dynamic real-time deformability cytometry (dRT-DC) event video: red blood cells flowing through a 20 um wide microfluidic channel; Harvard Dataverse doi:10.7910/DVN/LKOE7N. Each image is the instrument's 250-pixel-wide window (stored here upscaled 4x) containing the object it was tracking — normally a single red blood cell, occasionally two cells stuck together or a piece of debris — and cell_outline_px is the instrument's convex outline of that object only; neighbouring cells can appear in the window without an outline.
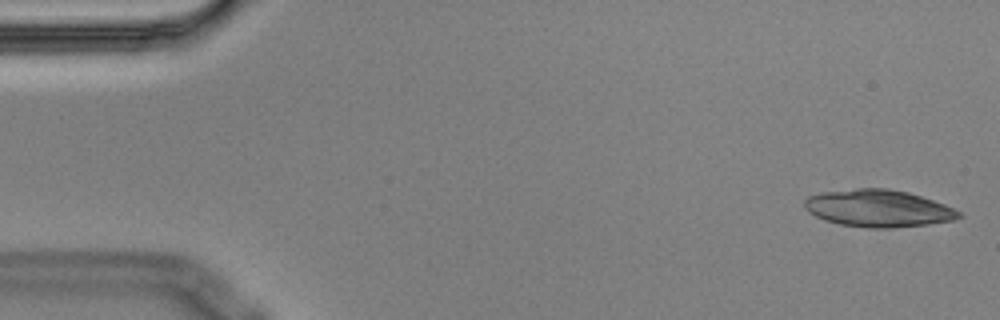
{"species": "Egyptian fruit bat (a non-hibernating species)", "species_latin": "Rousettus aegyptiacus", "temperature_condition": "cold", "stored_images_in_passage": 3, "camera_frame_rate_fps": 3000, "um_per_image_px": 0.085, "animal": {"sex": "male"}, "frame": {"image": 1, "passage_image": 1, "time_ms": 0.0, "image_size_px": [1000, 320], "cell_outline_px": [[964, 216], [956, 220], [892, 228], [864, 228], [840, 224], [824, 220], [808, 212], [804, 208], [804, 200], [808, 196], [820, 192], [856, 188], [888, 188], [908, 192], [944, 204], [960, 212]], "centroid_in_image_um": [74.62, 17.71], "position_along_channel_um": 10.4, "area_um2": 33.58}}